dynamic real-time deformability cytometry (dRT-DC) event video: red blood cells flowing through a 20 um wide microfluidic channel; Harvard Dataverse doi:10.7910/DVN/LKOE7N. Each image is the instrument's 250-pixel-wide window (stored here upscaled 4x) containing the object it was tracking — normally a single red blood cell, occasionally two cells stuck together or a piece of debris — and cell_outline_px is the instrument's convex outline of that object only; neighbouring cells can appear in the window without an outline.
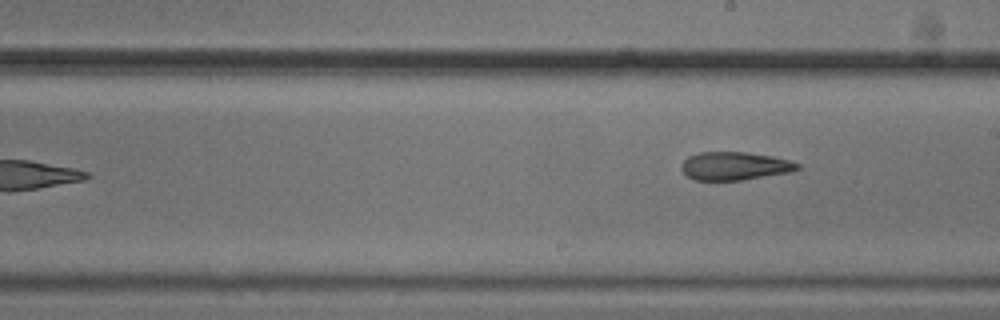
{"species": "common noctule bat (a hibernating species)", "species_latin": "Nyctalus noctula", "temperature_condition": "cold", "stored_images_in_passage": 7, "camera_frame_rate_fps": 3000, "um_per_image_px": 0.085, "animal": {"sex": "male", "body_mass_g": 20.5, "forearm_length_mm": 52.5}, "frame": {"image": 1, "passage_image": 7, "time_ms": 7.0, "image_size_px": [1000, 320], "cell_outline_px": [[800, 168], [788, 172], [740, 180], [696, 180], [688, 176], [680, 168], [680, 164], [688, 156], [700, 152], [744, 152], [772, 156], [788, 160], [800, 164]], "centroid_in_image_um": [62.4, 14.1], "position_along_channel_um": 226.6, "area_um2": 18.84}}